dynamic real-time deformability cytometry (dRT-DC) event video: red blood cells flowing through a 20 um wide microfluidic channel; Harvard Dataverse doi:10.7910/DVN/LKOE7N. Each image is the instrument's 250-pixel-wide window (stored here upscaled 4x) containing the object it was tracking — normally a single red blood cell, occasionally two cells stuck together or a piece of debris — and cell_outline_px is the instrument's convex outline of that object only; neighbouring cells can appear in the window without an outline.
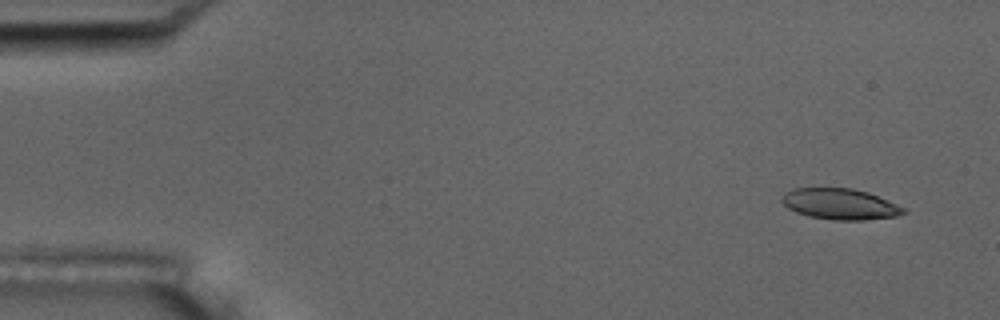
{"species": "common noctule bat (a hibernating species)", "species_latin": "Nyctalus noctula", "temperature_condition": "room temperature", "stored_images_in_passage": 10, "camera_frame_rate_fps": 3000, "um_per_image_px": 0.085, "animal": {"sex": "male", "body_mass_g": 17.5, "forearm_length_mm": 52.3}, "frame": {"image": 1, "passage_image": 2, "time_ms": 1.0, "image_size_px": [1000, 320], "cell_outline_px": [[908, 212], [896, 216], [864, 220], [832, 220], [808, 216], [796, 212], [788, 208], [780, 200], [784, 192], [792, 188], [852, 188], [868, 192], [896, 204], [904, 208]], "centroid_in_image_um": [71.37, 17.34], "position_along_channel_um": 13.6, "area_um2": 21.96}}
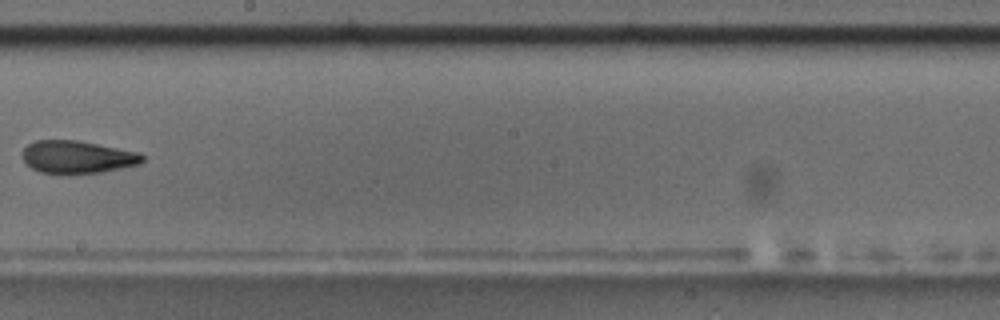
{"frame": {"image": 2, "passage_image": 9, "time_ms": 10.333, "image_size_px": [1000, 320], "cell_outline_px": [[144, 160], [140, 164], [100, 172], [40, 172], [32, 168], [20, 156], [20, 152], [28, 144], [36, 140], [76, 140], [136, 152], [144, 156]], "centroid_in_image_um": [6.53, 13.32], "position_along_channel_um": 241.7, "area_um2": 22.25}}